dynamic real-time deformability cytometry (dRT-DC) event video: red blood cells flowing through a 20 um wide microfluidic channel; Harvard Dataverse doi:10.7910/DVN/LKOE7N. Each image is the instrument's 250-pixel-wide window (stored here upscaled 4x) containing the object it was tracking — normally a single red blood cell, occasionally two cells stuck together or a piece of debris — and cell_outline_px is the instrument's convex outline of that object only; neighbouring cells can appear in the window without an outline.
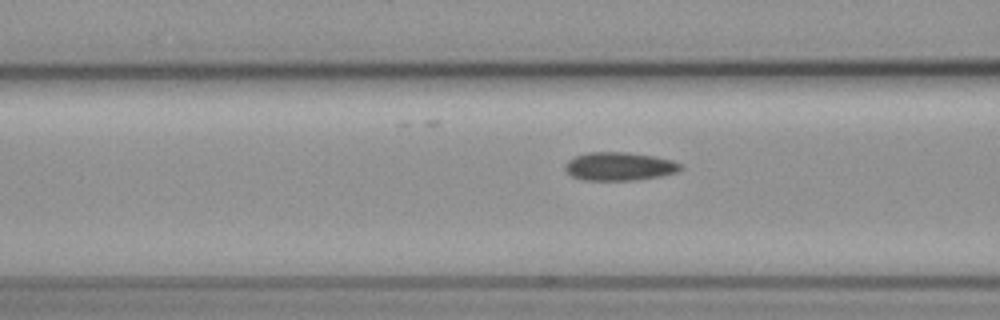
{"species": "common noctule bat (a hibernating species)", "species_latin": "Nyctalus noctula", "temperature_condition": "cold", "stored_images_in_passage": 7, "camera_frame_rate_fps": 3000, "um_per_image_px": 0.085, "animal": {"sex": "female", "body_mass_g": 19.3, "forearm_length_mm": 54.1}, "frame": {"image": 1, "passage_image": 5, "time_ms": 1.333, "image_size_px": [1000, 320], "cell_outline_px": [[684, 168], [676, 172], [660, 176], [636, 180], [584, 180], [572, 176], [564, 168], [564, 164], [568, 160], [576, 156], [588, 152], [628, 152], [652, 156], [672, 160], [680, 164]], "centroid_in_image_um": [52.63, 14.14], "position_along_channel_um": 114.0, "area_um2": 19.02}}